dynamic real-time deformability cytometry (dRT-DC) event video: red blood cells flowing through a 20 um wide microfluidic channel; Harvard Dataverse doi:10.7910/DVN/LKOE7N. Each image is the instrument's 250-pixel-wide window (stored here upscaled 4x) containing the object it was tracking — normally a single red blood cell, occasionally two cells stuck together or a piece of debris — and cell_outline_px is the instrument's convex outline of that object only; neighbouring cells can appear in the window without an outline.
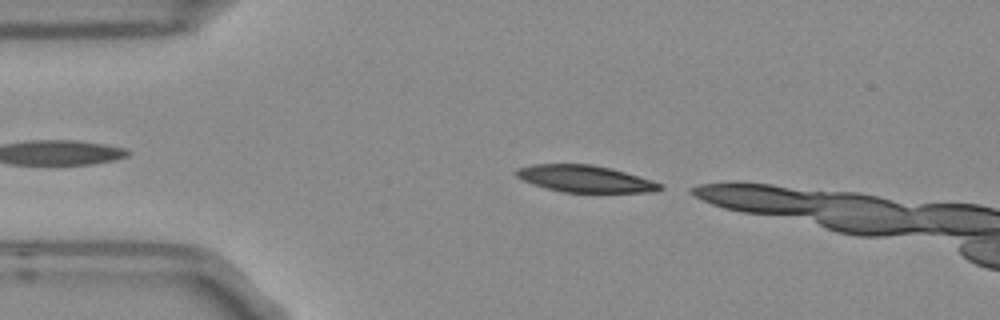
{"species": "Egyptian fruit bat (a non-hibernating species)", "species_latin": "Rousettus aegyptiacus", "temperature_condition": "room temperature", "stored_images_in_passage": 2, "segment_of_instrument_passage": [2, 2], "camera_frame_rate_fps": 3000, "um_per_image_px": 0.085, "frame": {"image": 1, "passage_image": 2, "time_ms": 0.333, "image_size_px": [1000, 320], "cell_outline_px": [[664, 188], [652, 192], [564, 192], [544, 188], [532, 184], [516, 176], [512, 172], [516, 168], [532, 164], [592, 164], [612, 168], [652, 180], [664, 184]], "centroid_in_image_um": [49.71, 15.19], "position_along_channel_um": 35.3, "area_um2": 22.72}}